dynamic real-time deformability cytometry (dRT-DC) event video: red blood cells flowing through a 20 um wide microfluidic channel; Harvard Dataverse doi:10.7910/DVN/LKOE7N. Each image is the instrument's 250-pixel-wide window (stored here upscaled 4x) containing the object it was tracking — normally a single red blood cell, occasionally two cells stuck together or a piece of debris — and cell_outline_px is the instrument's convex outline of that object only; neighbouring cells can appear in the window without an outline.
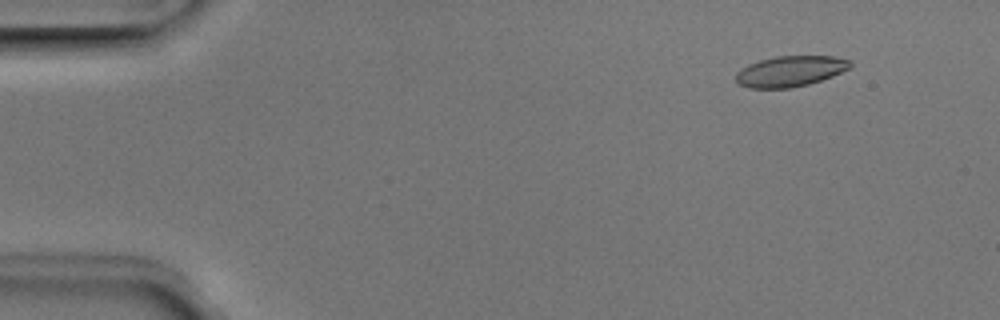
{"species": "Egyptian fruit bat (a non-hibernating species)", "species_latin": "Rousettus aegyptiacus", "temperature_condition": "room temperature", "stored_images_in_passage": 52, "camera_frame_rate_fps": 3000, "um_per_image_px": 0.085, "animal": {"sex": "male"}, "frame": {"image": 1, "passage_image": 6, "time_ms": 1.667, "image_size_px": [1000, 320], "cell_outline_px": [[852, 68], [832, 76], [808, 84], [792, 88], [748, 88], [736, 84], [736, 72], [748, 64], [760, 60], [776, 56], [832, 56], [852, 60]], "centroid_in_image_um": [67.17, 6.06], "position_along_channel_um": 17.8, "area_um2": 20.63}}
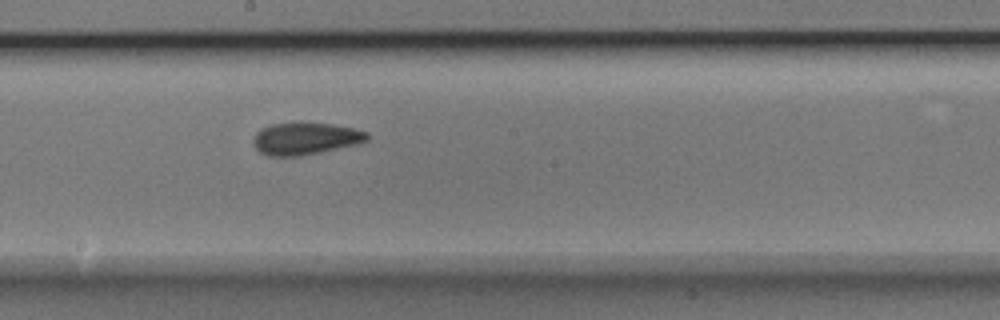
{"frame": {"image": 2, "passage_image": 29, "time_ms": 9.333, "image_size_px": [1000, 320], "cell_outline_px": [[368, 140], [360, 144], [300, 156], [268, 156], [260, 152], [256, 148], [252, 140], [256, 132], [260, 128], [272, 124], [332, 124], [352, 128], [368, 132]], "centroid_in_image_um": [25.96, 11.8], "position_along_channel_um": 222.2, "area_um2": 21.1}}
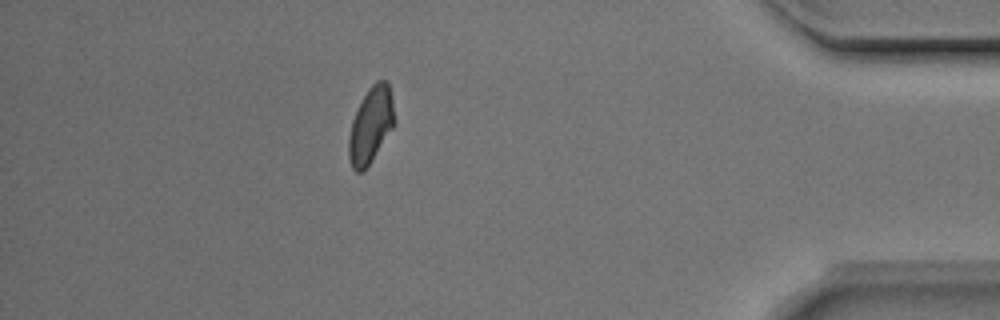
{"frame": {"image": 3, "passage_image": 46, "time_ms": 15.0, "image_size_px": [1000, 320], "cell_outline_px": [[396, 124], [368, 164], [360, 172], [356, 172], [352, 168], [348, 156], [348, 136], [352, 120], [368, 88], [376, 80], [388, 80], [396, 120]], "centroid_in_image_um": [31.53, 10.61], "position_along_channel_um": 403.7, "area_um2": 20.11}, "authors_computed_cell_mechanics": {"area_um2": 20.9814, "velocity_mm_per_s": 3.9636, "shape_relaxation_time_tau1_ms": 3.1655, "shape_relaxation_time_tau2_ms": 2.3171, "deformation_change_tau1": 0.0959, "deformation_change_tau2": 0.0833}}